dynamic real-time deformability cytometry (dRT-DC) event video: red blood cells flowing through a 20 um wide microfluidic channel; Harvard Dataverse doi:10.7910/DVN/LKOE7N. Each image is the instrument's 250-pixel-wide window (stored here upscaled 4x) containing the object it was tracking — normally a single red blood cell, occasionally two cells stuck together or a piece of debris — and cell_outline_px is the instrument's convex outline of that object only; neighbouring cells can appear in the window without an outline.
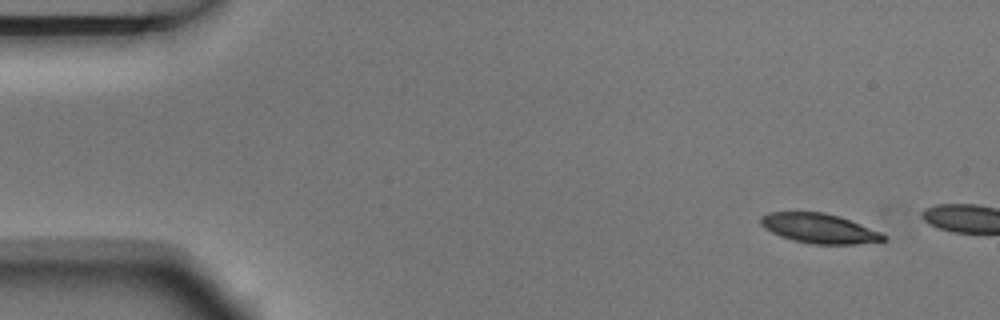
{"species": "Egyptian fruit bat (a non-hibernating species)", "species_latin": "Rousettus aegyptiacus", "temperature_condition": "room temperature", "stored_images_in_passage": 3, "camera_frame_rate_fps": 3000, "um_per_image_px": 0.085, "animal": {"sex": "male"}, "frame": {"image": 1, "passage_image": 1, "time_ms": 0.0, "image_size_px": [1000, 320], "cell_outline_px": [[888, 240], [856, 244], [816, 244], [792, 240], [780, 236], [764, 228], [760, 224], [760, 216], [768, 212], [824, 212], [840, 216], [880, 232], [888, 236]], "centroid_in_image_um": [69.63, 19.41], "position_along_channel_um": 15.4, "area_um2": 21.27}}